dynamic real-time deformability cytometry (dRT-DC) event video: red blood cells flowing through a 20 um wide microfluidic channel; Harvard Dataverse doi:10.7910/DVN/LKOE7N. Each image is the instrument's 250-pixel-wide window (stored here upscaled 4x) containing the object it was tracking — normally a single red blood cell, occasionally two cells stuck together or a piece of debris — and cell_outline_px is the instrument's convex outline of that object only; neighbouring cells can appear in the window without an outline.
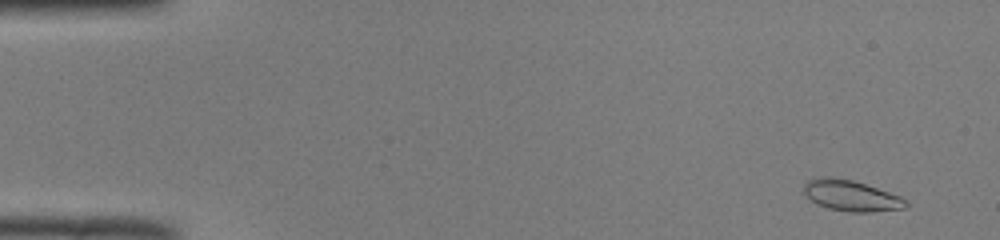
{"species": "common noctule bat (a hibernating species)", "species_latin": "Nyctalus noctula", "temperature_condition": "room temperature", "stored_images_in_passage": 52, "camera_frame_rate_fps": 3000, "um_per_image_px": 0.085, "animal": {"sex": "male", "body_mass_g": 19.0, "forearm_length_mm": 50.8}, "frame": {"image": 1, "passage_image": 4, "time_ms": 1.0, "image_size_px": [1000, 240], "cell_outline_px": [[908, 204], [904, 208], [872, 212], [848, 212], [828, 208], [816, 204], [804, 192], [804, 184], [808, 180], [828, 176], [852, 180], [900, 196], [908, 200]], "centroid_in_image_um": [72.35, 16.64], "position_along_channel_um": 12.6, "area_um2": 18.15}}
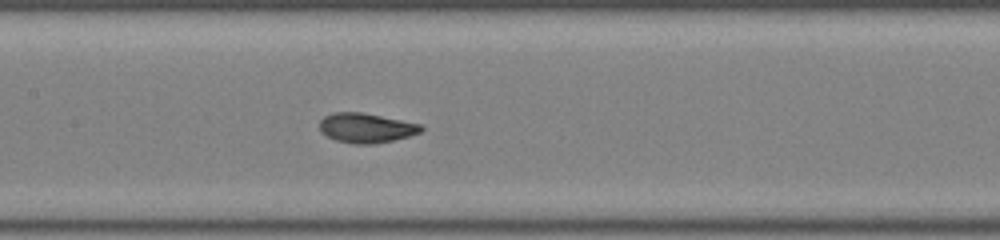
{"frame": {"image": 2, "passage_image": 26, "time_ms": 8.333, "image_size_px": [1000, 240], "cell_outline_px": [[424, 128], [420, 132], [408, 136], [392, 140], [372, 144], [356, 144], [336, 140], [328, 136], [320, 128], [320, 120], [324, 116], [332, 112], [360, 112], [420, 124]], "centroid_in_image_um": [31.11, 10.87], "position_along_channel_um": 176.3, "area_um2": 17.17}}
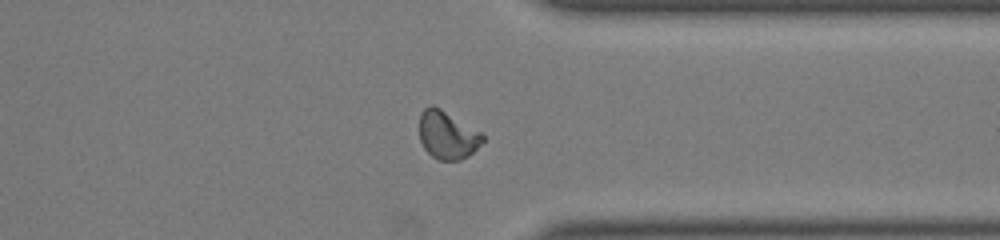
{"frame": {"image": 3, "passage_image": 41, "time_ms": 13.333, "image_size_px": [1000, 240], "cell_outline_px": [[484, 140], [468, 156], [460, 160], [440, 160], [432, 156], [424, 148], [420, 140], [420, 112], [428, 104], [432, 104], [440, 108], [480, 132], [484, 136]], "centroid_in_image_um": [37.99, 11.46], "position_along_channel_um": 373.4, "area_um2": 17.51}, "authors_computed_cell_mechanics": {"area_um2": 17.5712, "velocity_mm_per_s": 3.9786, "shape_relaxation_time_tau1_ms": 3.7628, "shape_relaxation_time_tau2_ms": 0.7758, "deformation_change_tau1": 0.143, "deformation_change_tau2": 0.0579}}